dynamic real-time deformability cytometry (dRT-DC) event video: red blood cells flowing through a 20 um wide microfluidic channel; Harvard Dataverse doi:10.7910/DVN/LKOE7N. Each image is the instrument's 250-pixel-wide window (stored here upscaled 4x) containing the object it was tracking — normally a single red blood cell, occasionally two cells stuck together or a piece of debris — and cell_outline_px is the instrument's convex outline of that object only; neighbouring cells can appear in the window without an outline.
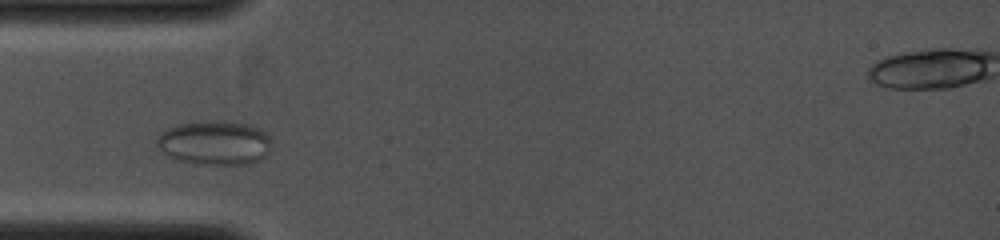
{"species": "common noctule bat (a hibernating species)", "species_latin": "Nyctalus noctula", "temperature_condition": "cold", "stored_images_in_passage": 12, "camera_frame_rate_fps": 4000, "um_per_image_px": 0.085, "animal": {"sex": "female", "body_mass_g": 19.0, "forearm_length_mm": 53.3}, "frame": {"image": 1, "passage_image": 5, "time_ms": 1.5, "image_size_px": [1000, 240], "cell_outline_px": [[268, 152], [260, 160], [248, 164], [204, 164], [176, 160], [160, 152], [156, 144], [156, 140], [168, 128], [180, 124], [212, 120], [216, 120], [244, 124], [260, 128], [268, 136]], "centroid_in_image_um": [18.21, 12.15], "position_along_channel_um": 66.8, "area_um2": 29.19}}
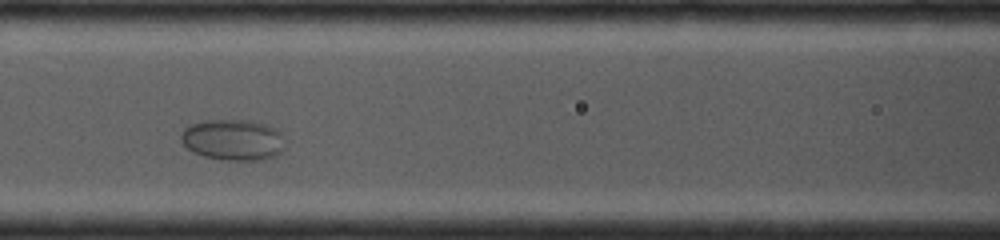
{"frame": {"image": 2, "passage_image": 10, "time_ms": 3.25, "image_size_px": [1000, 240], "cell_outline_px": [[284, 148], [280, 152], [264, 160], [220, 160], [204, 156], [192, 152], [180, 140], [180, 132], [184, 128], [192, 124], [208, 120], [256, 120], [268, 124], [276, 128], [280, 132]], "centroid_in_image_um": [19.79, 11.88], "position_along_channel_um": 146.8, "area_um2": 25.09}}
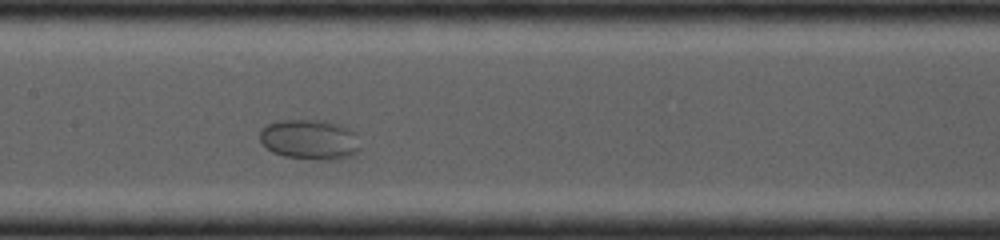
{"frame": {"image": 3, "passage_image": 12, "time_ms": 4.0, "image_size_px": [1000, 240], "cell_outline_px": [[360, 148], [352, 156], [340, 160], [316, 160], [284, 156], [272, 152], [260, 140], [260, 128], [276, 120], [316, 120], [348, 128], [352, 132]], "centroid_in_image_um": [26.28, 11.89], "position_along_channel_um": 181.1, "area_um2": 23.24}}